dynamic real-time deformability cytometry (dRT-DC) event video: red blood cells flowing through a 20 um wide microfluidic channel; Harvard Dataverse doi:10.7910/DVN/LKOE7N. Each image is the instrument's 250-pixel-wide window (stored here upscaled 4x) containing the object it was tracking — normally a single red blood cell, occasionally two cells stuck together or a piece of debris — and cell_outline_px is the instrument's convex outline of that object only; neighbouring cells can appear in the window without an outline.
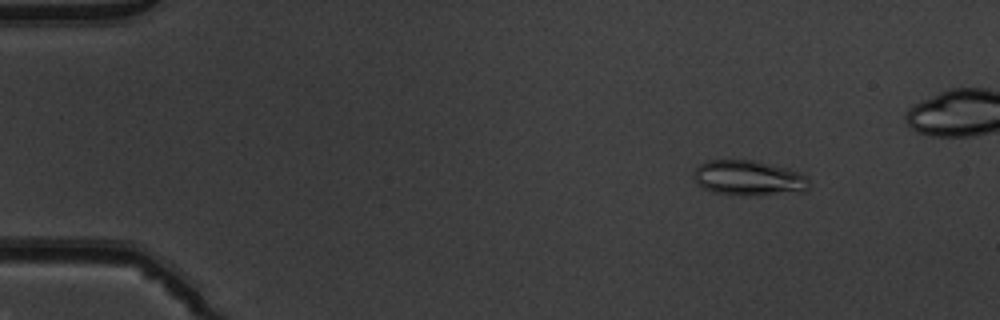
{"species": "common noctule bat (a hibernating species)", "species_latin": "Nyctalus noctula", "temperature_condition": "warm", "stored_images_in_passage": 47, "camera_frame_rate_fps": 3000, "um_per_image_px": 0.085, "animal": {"sex": "male", "body_mass_g": 19.5, "forearm_length_mm": 54.6}, "frame": {"image": 1, "passage_image": 6, "time_ms": 1.667, "image_size_px": [1000, 320], "cell_outline_px": [[808, 188], [804, 192], [756, 196], [732, 196], [712, 192], [696, 184], [692, 176], [696, 168], [700, 164], [708, 160], [752, 160], [788, 168], [808, 176]], "centroid_in_image_um": [63.63, 15.16], "position_along_channel_um": 21.4, "area_um2": 24.22}}
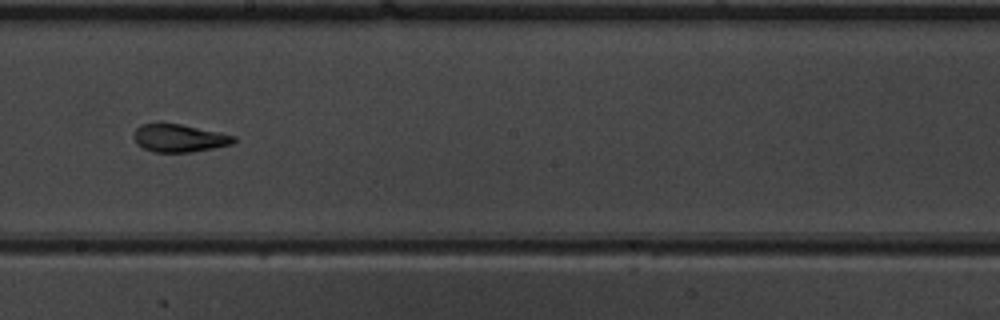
{"frame": {"image": 2, "passage_image": 29, "time_ms": 9.333, "image_size_px": [1000, 320], "cell_outline_px": [[236, 140], [232, 144], [192, 152], [152, 152], [136, 144], [132, 136], [136, 128], [140, 124], [180, 124], [236, 136]], "centroid_in_image_um": [15.2, 11.75], "position_along_channel_um": 233.0, "area_um2": 16.07}}
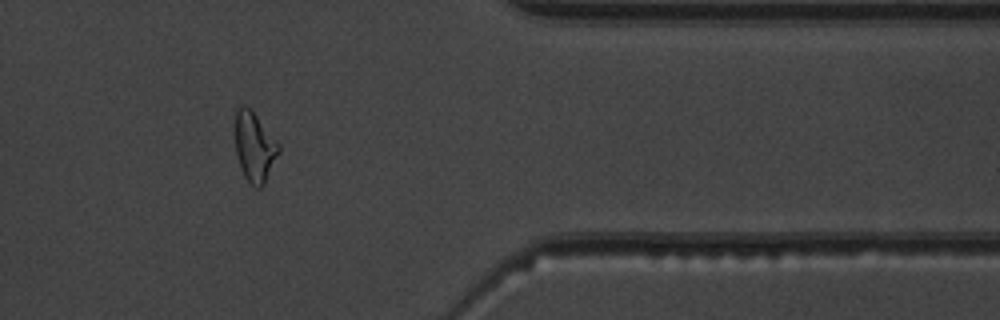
{"frame": {"image": 3, "passage_image": 42, "time_ms": 13.667, "image_size_px": [1000, 320], "cell_outline_px": [[280, 152], [264, 184], [260, 188], [256, 188], [244, 176], [236, 152], [236, 108], [244, 104], [252, 108], [280, 144]], "centroid_in_image_um": [21.66, 12.43], "position_along_channel_um": 389.7, "area_um2": 17.74}}